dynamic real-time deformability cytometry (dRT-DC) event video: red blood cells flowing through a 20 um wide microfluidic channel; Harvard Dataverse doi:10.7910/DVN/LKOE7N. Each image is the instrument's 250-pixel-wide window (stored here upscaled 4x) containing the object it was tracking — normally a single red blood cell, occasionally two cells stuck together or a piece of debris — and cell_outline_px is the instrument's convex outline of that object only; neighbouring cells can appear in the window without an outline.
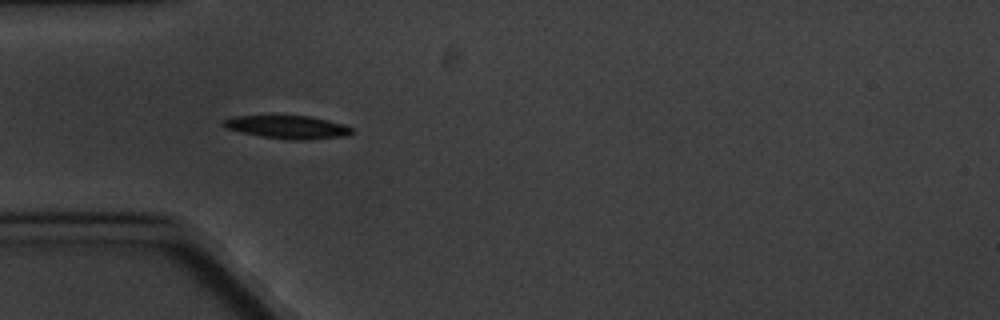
{"species": "common noctule bat (a hibernating species)", "species_latin": "Nyctalus noctula", "temperature_condition": "cold", "stored_images_in_passage": 7, "camera_frame_rate_fps": 3000, "um_per_image_px": 0.085, "animal": {"sex": "male", "body_mass_g": 20.1, "forearm_length_mm": 53.5}, "frame": {"image": 1, "passage_image": 4, "time_ms": 4.333, "image_size_px": [1000, 320], "cell_outline_px": [[356, 132], [348, 136], [308, 140], [288, 140], [264, 136], [244, 132], [228, 128], [220, 124], [224, 120], [236, 116], [308, 116], [328, 120], [344, 124], [352, 128]], "centroid_in_image_um": [24.56, 10.81], "position_along_channel_um": 60.4, "area_um2": 17.17}}